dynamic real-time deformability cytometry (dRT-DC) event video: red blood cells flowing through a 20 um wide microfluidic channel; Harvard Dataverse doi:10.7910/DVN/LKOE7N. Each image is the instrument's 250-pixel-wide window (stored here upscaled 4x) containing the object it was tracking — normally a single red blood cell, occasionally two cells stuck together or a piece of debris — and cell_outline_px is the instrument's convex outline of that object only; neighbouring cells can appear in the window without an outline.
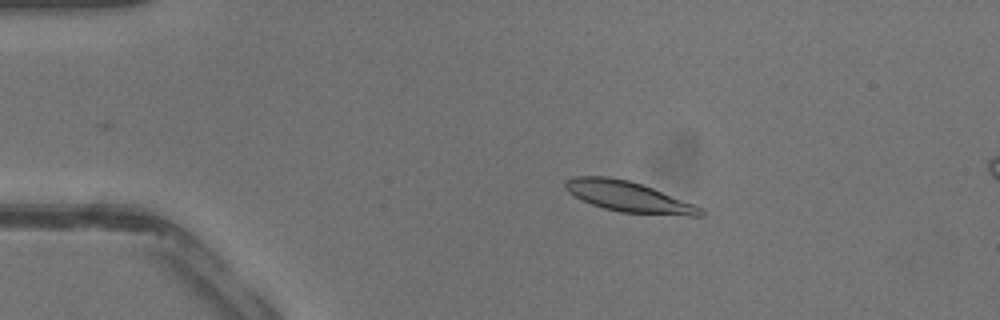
{"species": "common noctule bat (a hibernating species)", "species_latin": "Nyctalus noctula", "temperature_condition": "warm", "stored_images_in_passage": 8, "camera_frame_rate_fps": 3000, "um_per_image_px": 0.085, "animal": {"sex": "male", "body_mass_g": 13.3}, "frame": {"image": 1, "passage_image": 3, "time_ms": 0.667, "image_size_px": [1000, 320], "cell_outline_px": [[704, 216], [688, 216], [620, 212], [604, 208], [592, 204], [568, 192], [564, 188], [564, 180], [576, 176], [608, 176], [628, 180], [652, 188], [704, 208]], "centroid_in_image_um": [53.43, 16.72], "position_along_channel_um": 31.6, "area_um2": 23.93}}